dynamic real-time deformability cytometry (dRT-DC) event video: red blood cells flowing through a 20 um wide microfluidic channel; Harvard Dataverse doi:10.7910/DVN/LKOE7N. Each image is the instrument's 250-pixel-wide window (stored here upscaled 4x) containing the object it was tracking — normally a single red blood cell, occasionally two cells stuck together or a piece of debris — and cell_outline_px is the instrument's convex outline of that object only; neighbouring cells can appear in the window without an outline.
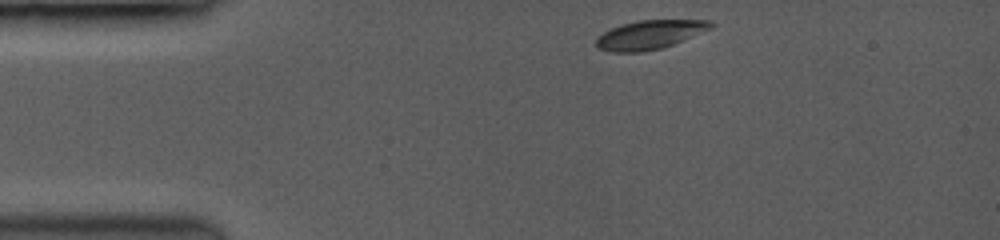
{"species": "common noctule bat (a hibernating species)", "species_latin": "Nyctalus noctula", "temperature_condition": "room temperature", "stored_images_in_passage": 14, "camera_frame_rate_fps": 3500, "um_per_image_px": 0.085, "animal": {"sex": "female", "body_mass_g": 19.0, "forearm_length_mm": 53.3}, "frame": {"image": 1, "passage_image": 1, "time_ms": 0.0, "image_size_px": [1000, 240], "cell_outline_px": [[712, 24], [708, 28], [672, 44], [660, 48], [640, 52], [616, 52], [596, 48], [596, 40], [604, 32], [612, 28], [624, 24], [640, 20], [708, 20]], "centroid_in_image_um": [55.14, 2.95], "position_along_channel_um": 29.9, "area_um2": 18.5}}
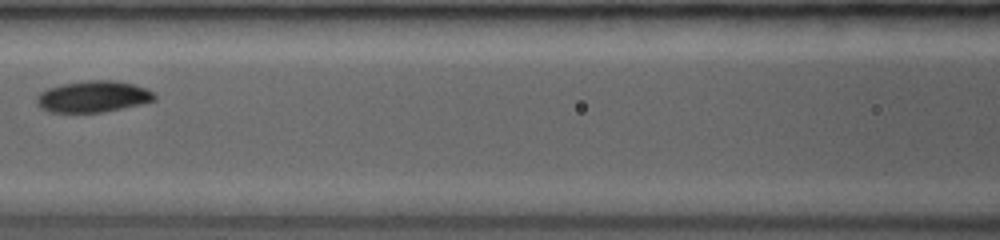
{"frame": {"image": 2, "passage_image": 11, "time_ms": 4.571, "image_size_px": [1000, 240], "cell_outline_px": [[156, 96], [152, 100], [120, 108], [100, 112], [52, 112], [44, 108], [36, 100], [40, 92], [48, 88], [64, 84], [84, 80], [112, 80], [132, 84], [144, 88], [152, 92]], "centroid_in_image_um": [7.89, 8.19], "position_along_channel_um": 158.7, "area_um2": 20.81}}
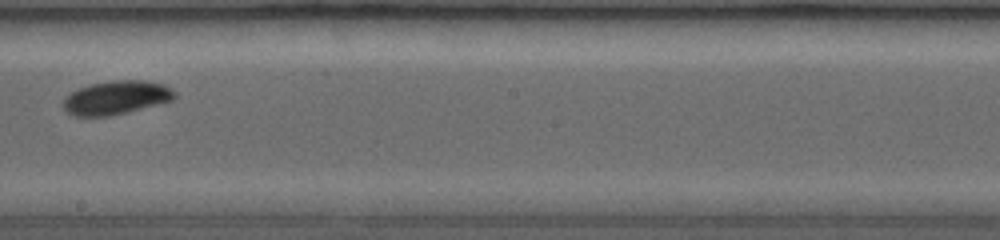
{"frame": {"image": 3, "passage_image": 14, "time_ms": 6.571, "image_size_px": [1000, 240], "cell_outline_px": [[176, 96], [172, 100], [108, 116], [76, 116], [68, 112], [64, 108], [64, 100], [72, 92], [80, 88], [92, 84], [112, 80], [144, 80], [164, 84], [176, 92]], "centroid_in_image_um": [9.9, 8.28], "position_along_channel_um": 238.3, "area_um2": 21.33}}